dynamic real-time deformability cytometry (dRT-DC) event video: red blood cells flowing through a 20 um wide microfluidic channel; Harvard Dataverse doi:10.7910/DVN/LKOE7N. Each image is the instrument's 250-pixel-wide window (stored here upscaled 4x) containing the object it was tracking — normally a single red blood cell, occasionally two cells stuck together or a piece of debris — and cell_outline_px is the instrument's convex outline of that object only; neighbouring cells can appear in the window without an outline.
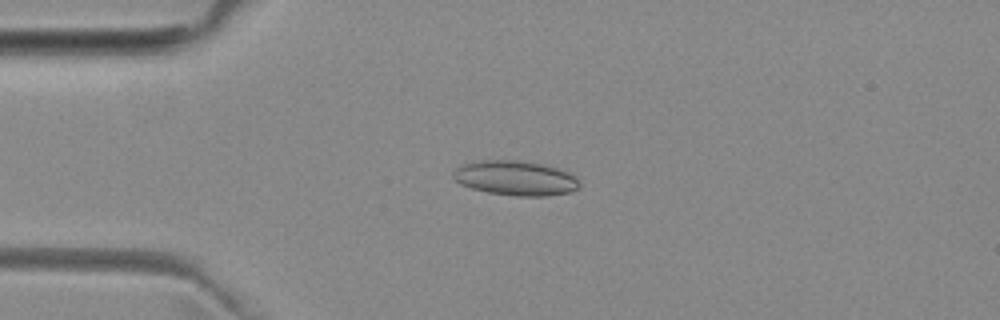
{"species": "common noctule bat (a hibernating species)", "species_latin": "Nyctalus noctula", "temperature_condition": "room temperature", "stored_images_in_passage": 4, "camera_frame_rate_fps": 3000, "um_per_image_px": 0.085, "animal": {"sex": "female", "body_mass_g": 29.2, "forearm_length_mm": 56.3}, "frame": {"image": 1, "passage_image": 4, "time_ms": 3.667, "image_size_px": [1000, 320], "cell_outline_px": [[580, 184], [576, 188], [568, 192], [548, 196], [516, 196], [488, 192], [472, 188], [460, 184], [452, 176], [452, 172], [456, 168], [464, 164], [480, 160], [520, 160], [540, 164], [556, 168], [568, 172], [576, 176]], "centroid_in_image_um": [43.8, 15.13], "position_along_channel_um": 41.2, "area_um2": 25.37}}